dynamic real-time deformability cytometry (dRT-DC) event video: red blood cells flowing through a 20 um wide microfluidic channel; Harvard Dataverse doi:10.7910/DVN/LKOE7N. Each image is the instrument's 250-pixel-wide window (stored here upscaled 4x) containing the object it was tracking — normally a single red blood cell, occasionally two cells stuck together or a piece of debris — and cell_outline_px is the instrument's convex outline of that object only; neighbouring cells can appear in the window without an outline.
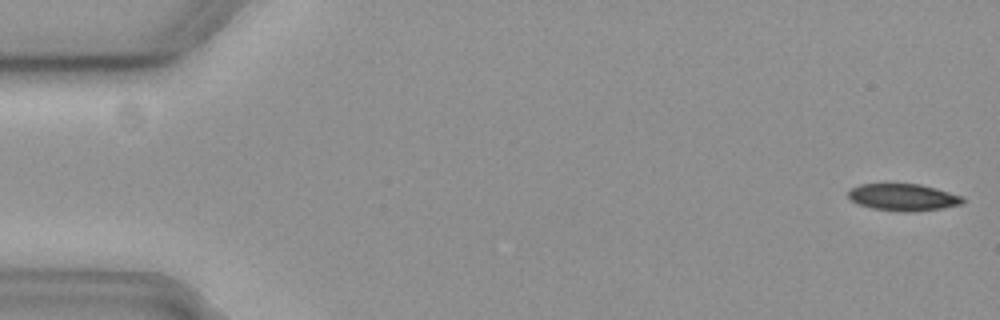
{"species": "common noctule bat (a hibernating species)", "species_latin": "Nyctalus noctula", "temperature_condition": "cold", "stored_images_in_passage": 56, "camera_frame_rate_fps": 3000, "um_per_image_px": 0.085, "animal": {"sex": "female", "body_mass_g": 19.3, "forearm_length_mm": 54.1}, "frame": {"image": 1, "passage_image": 1, "time_ms": 0.0, "image_size_px": [1000, 320], "cell_outline_px": [[964, 204], [944, 208], [912, 212], [904, 212], [872, 208], [856, 204], [848, 196], [848, 192], [852, 188], [860, 184], [920, 184], [964, 196]], "centroid_in_image_um": [76.8, 16.78], "position_along_channel_um": 8.2, "area_um2": 18.09}}
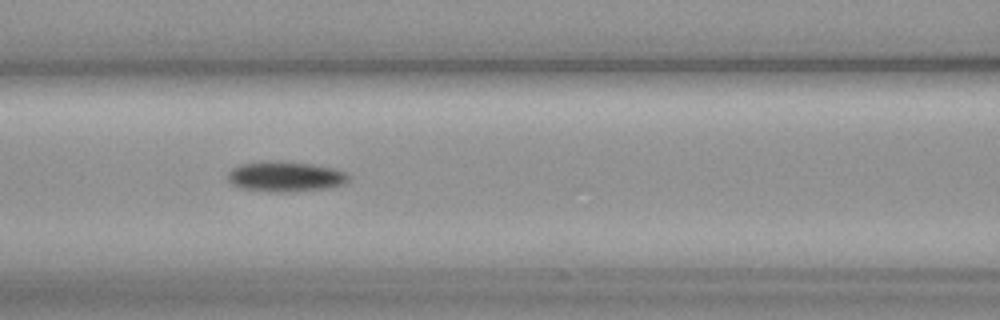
{"frame": {"image": 2, "passage_image": 24, "time_ms": 7.667, "image_size_px": [1000, 320], "cell_outline_px": [[352, 176], [344, 184], [332, 188], [292, 192], [268, 192], [240, 188], [232, 184], [228, 180], [228, 172], [232, 168], [240, 164], [312, 164], [332, 168], [344, 172]], "centroid_in_image_um": [24.31, 15.08], "position_along_channel_um": 142.3, "area_um2": 20.58}}
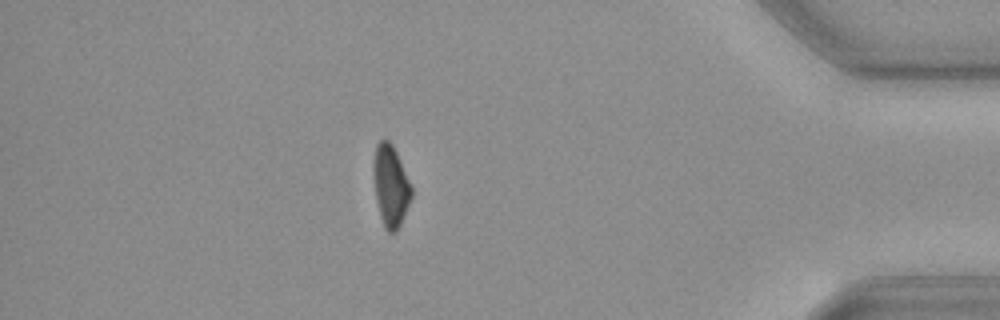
{"frame": {"image": 3, "passage_image": 49, "time_ms": 16.0, "image_size_px": [1000, 320], "cell_outline_px": [[412, 196], [400, 224], [396, 232], [388, 232], [384, 228], [380, 216], [376, 200], [372, 168], [372, 164], [376, 144], [380, 140], [388, 140], [392, 144], [396, 152], [412, 188]], "centroid_in_image_um": [33.17, 15.79], "position_along_channel_um": 402.0, "area_um2": 17.92}, "authors_computed_cell_mechanics": {"area_um2": 19.5364, "velocity_mm_per_s": 3.6759, "shape_relaxation_time_tau1_ms": 7.1831, "shape_relaxation_time_tau2_ms": null, "deformation_change_tau1": 0.1342, "deformation_change_tau2": null}}